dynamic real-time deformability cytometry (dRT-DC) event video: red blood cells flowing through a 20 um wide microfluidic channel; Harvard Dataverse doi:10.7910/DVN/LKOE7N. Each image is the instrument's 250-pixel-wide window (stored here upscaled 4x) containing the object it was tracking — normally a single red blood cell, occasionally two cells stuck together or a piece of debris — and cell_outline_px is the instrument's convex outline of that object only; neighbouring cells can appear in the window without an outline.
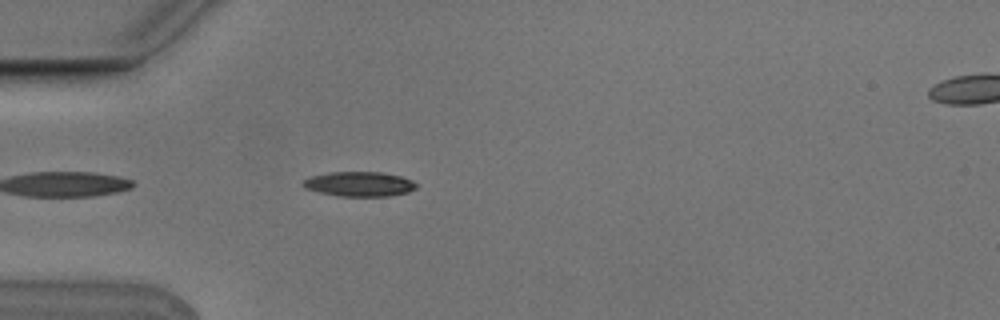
{"species": "Egyptian fruit bat (a non-hibernating species)", "species_latin": "Rousettus aegyptiacus", "temperature_condition": "cold", "stored_images_in_passage": 1, "camera_frame_rate_fps": 3000, "um_per_image_px": 0.085, "animal": {"sex": "male"}, "frame": {"image": 1, "passage_image": 1, "time_ms": 0.0, "image_size_px": [1000, 320], "cell_outline_px": [[420, 184], [416, 188], [408, 192], [388, 196], [340, 196], [320, 192], [304, 188], [300, 184], [304, 180], [312, 176], [328, 172], [380, 172], [400, 176], [412, 180]], "centroid_in_image_um": [30.56, 15.64], "position_along_channel_um": 54.4, "area_um2": 16.36}}